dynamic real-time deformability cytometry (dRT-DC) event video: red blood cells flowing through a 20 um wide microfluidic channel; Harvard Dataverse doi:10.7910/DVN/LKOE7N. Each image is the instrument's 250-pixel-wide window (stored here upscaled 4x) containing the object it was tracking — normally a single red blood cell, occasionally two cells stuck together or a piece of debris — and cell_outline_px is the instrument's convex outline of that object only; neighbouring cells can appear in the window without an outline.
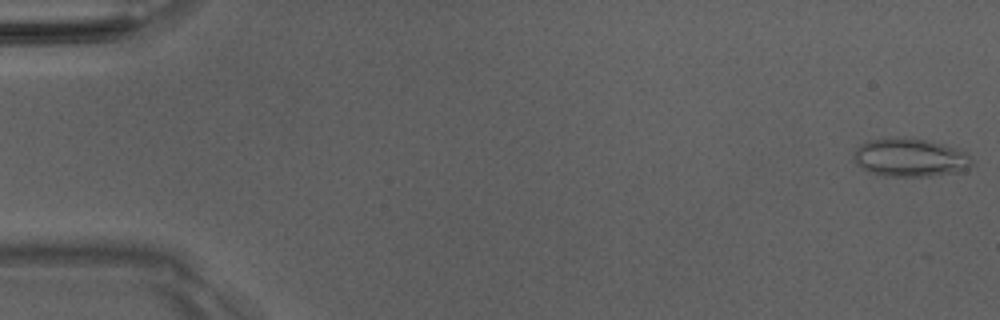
{"species": "Egyptian fruit bat (a non-hibernating species)", "species_latin": "Rousettus aegyptiacus", "temperature_condition": "room temperature", "stored_images_in_passage": 13, "camera_frame_rate_fps": 3000, "um_per_image_px": 0.085, "animal": {"sex": "male"}, "frame": {"image": 1, "passage_image": 1, "time_ms": 0.0, "image_size_px": [1000, 320], "cell_outline_px": [[972, 164], [964, 172], [928, 176], [880, 176], [868, 172], [856, 164], [852, 160], [852, 152], [860, 144], [868, 140], [892, 136], [904, 136], [944, 144], [968, 152], [972, 160]], "centroid_in_image_um": [77.33, 13.38], "position_along_channel_um": 7.7, "area_um2": 27.22}}